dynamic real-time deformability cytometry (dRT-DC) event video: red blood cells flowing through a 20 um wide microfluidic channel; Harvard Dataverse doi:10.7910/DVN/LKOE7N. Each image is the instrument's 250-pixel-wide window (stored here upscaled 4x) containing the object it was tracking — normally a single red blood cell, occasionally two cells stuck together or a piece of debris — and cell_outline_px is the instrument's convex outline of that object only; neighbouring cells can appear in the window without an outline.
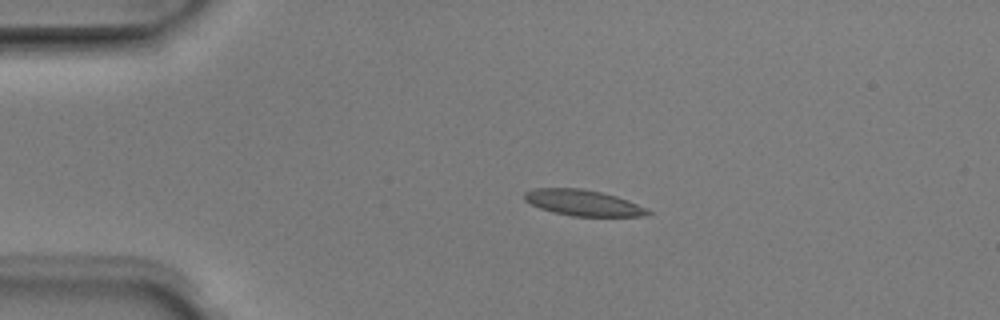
{"species": "Egyptian fruit bat (a non-hibernating species)", "species_latin": "Rousettus aegyptiacus", "temperature_condition": "room temperature", "stored_images_in_passage": 4, "camera_frame_rate_fps": 3000, "um_per_image_px": 0.085, "animal": {"sex": "male"}, "frame": {"image": 1, "passage_image": 3, "time_ms": 0.667, "image_size_px": [1000, 320], "cell_outline_px": [[652, 212], [648, 216], [572, 216], [540, 208], [524, 200], [524, 192], [536, 188], [580, 188], [600, 192], [616, 196], [628, 200]], "centroid_in_image_um": [49.55, 17.23], "position_along_channel_um": 35.4, "area_um2": 18.38}}